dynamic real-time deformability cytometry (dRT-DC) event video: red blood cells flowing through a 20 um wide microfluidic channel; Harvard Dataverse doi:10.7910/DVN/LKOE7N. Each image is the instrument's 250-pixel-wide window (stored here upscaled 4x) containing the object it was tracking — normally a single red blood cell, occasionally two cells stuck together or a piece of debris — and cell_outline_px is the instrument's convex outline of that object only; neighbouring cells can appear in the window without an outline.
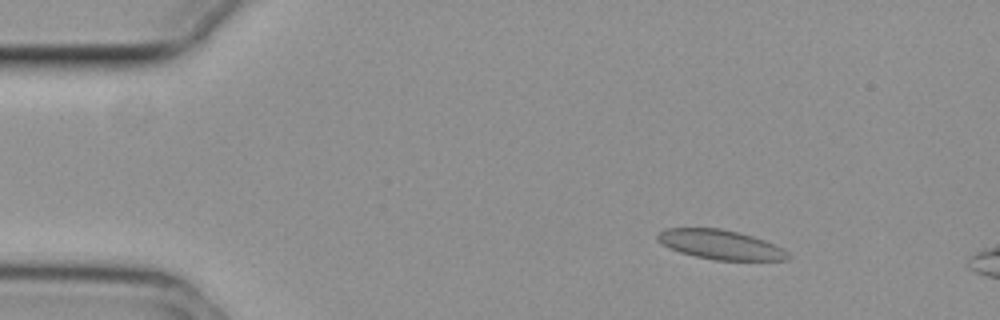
{"species": "common noctule bat (a hibernating species)", "species_latin": "Nyctalus noctula", "temperature_condition": "cold", "stored_images_in_passage": 13, "camera_frame_rate_fps": 3000, "um_per_image_px": 0.085, "animal": {"sex": "female", "body_mass_g": 29.2, "forearm_length_mm": 56.3}, "frame": {"image": 1, "passage_image": 8, "time_ms": 2.333, "image_size_px": [1000, 320], "cell_outline_px": [[792, 256], [788, 260], [716, 260], [696, 256], [680, 252], [668, 248], [656, 240], [656, 236], [664, 228], [720, 228], [752, 236], [764, 240], [788, 252]], "centroid_in_image_um": [61.2, 20.79], "position_along_channel_um": 23.8, "area_um2": 22.25}}